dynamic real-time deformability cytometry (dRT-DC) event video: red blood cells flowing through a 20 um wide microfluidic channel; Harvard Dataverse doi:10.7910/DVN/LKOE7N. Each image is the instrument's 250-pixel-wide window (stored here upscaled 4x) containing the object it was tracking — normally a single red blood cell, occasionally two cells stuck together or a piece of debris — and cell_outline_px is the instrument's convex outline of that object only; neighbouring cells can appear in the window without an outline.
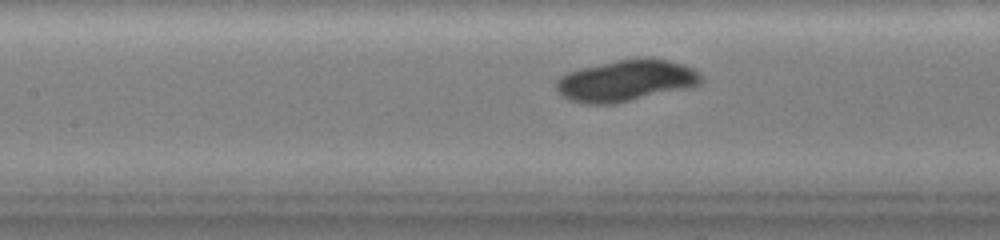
{"species": "common noctule bat (a hibernating species)", "species_latin": "Nyctalus noctula", "temperature_condition": "warm", "stored_images_in_passage": 55, "camera_frame_rate_fps": 3000, "um_per_image_px": 0.085, "animal": {"sex": "female", "body_mass_g": 19.0, "forearm_length_mm": 51.5}, "frame": {"image": 1, "passage_image": 23, "time_ms": 7.333, "image_size_px": [1000, 240], "cell_outline_px": [[704, 80], [700, 84], [692, 88], [616, 104], [580, 104], [568, 100], [560, 96], [556, 88], [556, 80], [560, 76], [568, 72], [580, 68], [616, 60], [644, 56], [668, 60], [684, 64], [700, 72]], "centroid_in_image_um": [53.24, 6.86], "position_along_channel_um": 154.2, "area_um2": 36.01}}
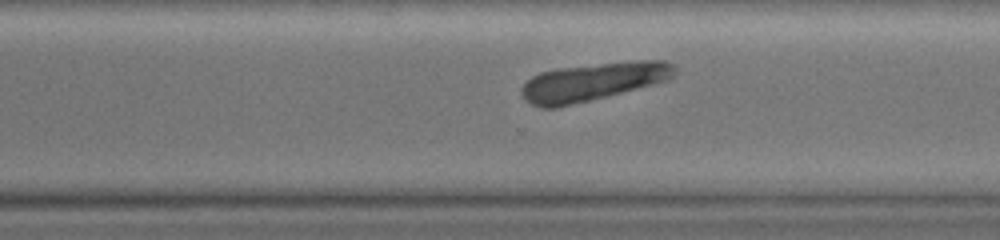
{"frame": {"image": 2, "passage_image": 42, "time_ms": 13.667, "image_size_px": [1000, 240], "cell_outline_px": [[676, 68], [672, 76], [668, 80], [608, 96], [556, 108], [540, 108], [524, 100], [520, 92], [520, 88], [532, 76], [540, 72], [556, 68], [636, 60], [664, 60], [676, 64]], "centroid_in_image_um": [50.38, 6.94], "position_along_channel_um": 320.2, "area_um2": 34.1}}
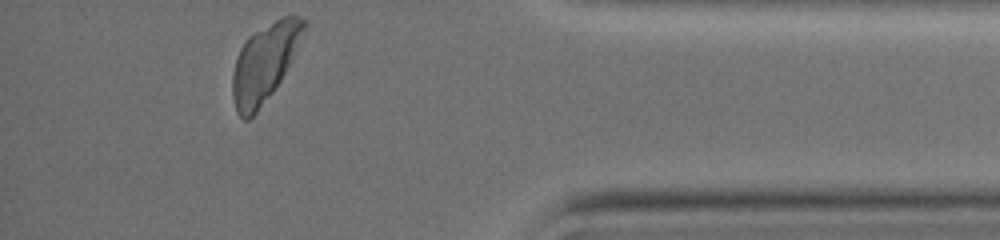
{"frame": {"image": 3, "passage_image": 55, "time_ms": 18.0, "image_size_px": [1000, 240], "cell_outline_px": [[308, 24], [292, 60], [280, 80], [272, 92], [256, 112], [248, 120], [244, 120], [236, 112], [232, 96], [232, 72], [240, 48], [244, 40], [248, 36], [276, 20], [284, 16], [300, 16]], "centroid_in_image_um": [22.48, 5.34], "position_along_channel_um": 412.7, "area_um2": 32.02}}